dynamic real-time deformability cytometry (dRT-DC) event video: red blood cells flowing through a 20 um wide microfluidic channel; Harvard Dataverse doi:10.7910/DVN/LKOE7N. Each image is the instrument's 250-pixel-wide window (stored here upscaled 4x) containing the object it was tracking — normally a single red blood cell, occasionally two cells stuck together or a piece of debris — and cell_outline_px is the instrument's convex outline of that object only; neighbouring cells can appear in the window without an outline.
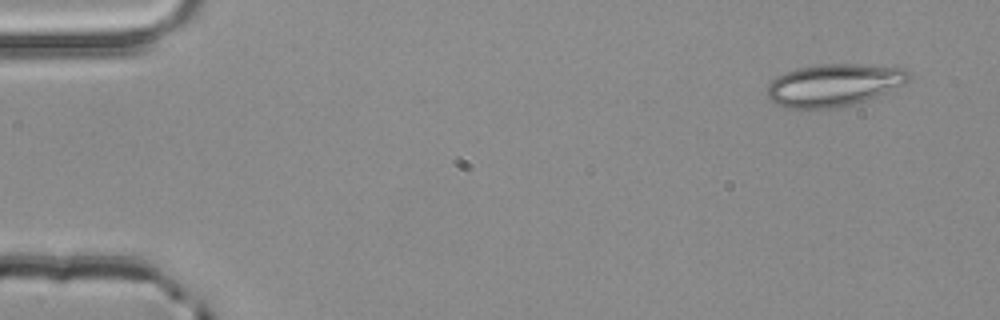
{"species": "common noctule bat (a hibernating species)", "species_latin": "Nyctalus noctula", "temperature_condition": "room temperature", "stored_images_in_passage": 5, "camera_frame_rate_fps": 3000, "um_per_image_px": 0.085, "animal": {"sex": "male", "body_mass_g": 20.4}, "frame": {"image": 1, "passage_image": 5, "time_ms": 1.333, "image_size_px": [1000, 320], "cell_outline_px": [[912, 76], [904, 84], [856, 104], [836, 108], [800, 112], [776, 104], [768, 100], [768, 84], [776, 76], [784, 72], [796, 68], [816, 64], [856, 64], [904, 68], [912, 72]], "centroid_in_image_um": [70.82, 7.26], "position_along_channel_um": 14.2, "area_um2": 35.84}}